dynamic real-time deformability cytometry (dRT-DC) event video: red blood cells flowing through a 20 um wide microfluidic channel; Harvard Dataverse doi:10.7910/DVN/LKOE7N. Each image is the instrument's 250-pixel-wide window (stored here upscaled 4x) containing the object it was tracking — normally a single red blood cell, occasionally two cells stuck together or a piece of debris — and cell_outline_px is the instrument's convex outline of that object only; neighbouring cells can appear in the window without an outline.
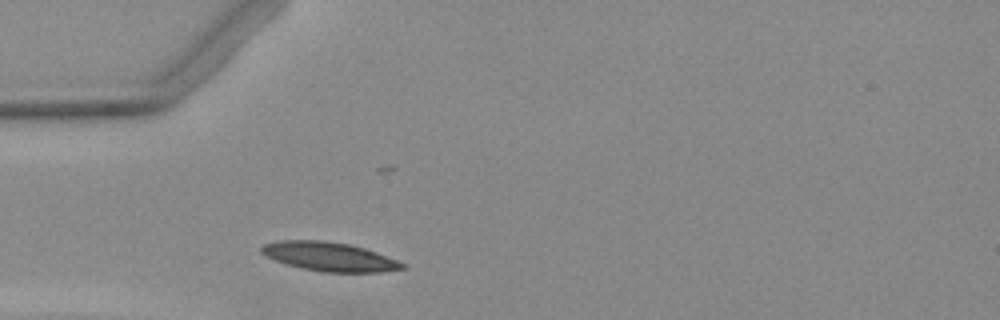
{"species": "Egyptian fruit bat (a non-hibernating species)", "species_latin": "Rousettus aegyptiacus", "temperature_condition": "warm", "stored_images_in_passage": 1, "camera_frame_rate_fps": 3000, "um_per_image_px": 0.085, "animal": {"sex": "female"}, "frame": {"image": 1, "passage_image": 1, "time_ms": 0.0, "image_size_px": [1000, 320], "cell_outline_px": [[408, 268], [380, 272], [324, 272], [300, 268], [264, 256], [260, 252], [260, 248], [264, 244], [280, 240], [324, 240], [348, 244], [364, 248], [376, 252], [408, 264]], "centroid_in_image_um": [28.01, 21.81], "position_along_channel_um": 57.0, "area_um2": 23.87}}